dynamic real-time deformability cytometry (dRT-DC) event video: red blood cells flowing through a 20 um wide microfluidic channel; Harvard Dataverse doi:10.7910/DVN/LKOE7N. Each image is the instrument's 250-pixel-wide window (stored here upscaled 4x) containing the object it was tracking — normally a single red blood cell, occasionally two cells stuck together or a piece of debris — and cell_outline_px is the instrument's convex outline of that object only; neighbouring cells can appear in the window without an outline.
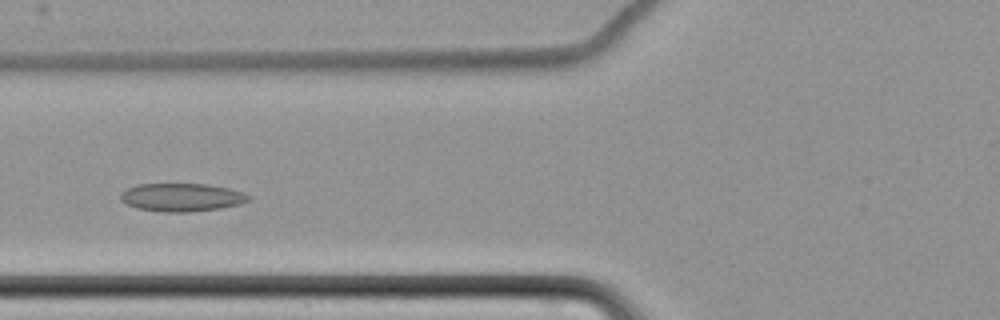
{"species": "common noctule bat (a hibernating species)", "species_latin": "Nyctalus noctula", "temperature_condition": "cold", "stored_images_in_passage": 56, "camera_frame_rate_fps": 3000, "um_per_image_px": 0.085, "animal": {"sex": "female", "body_mass_g": 22.7, "forearm_length_mm": 54.2}, "frame": {"image": 1, "passage_image": 20, "time_ms": 6.333, "image_size_px": [1000, 320], "cell_outline_px": [[252, 200], [240, 204], [220, 208], [188, 212], [164, 212], [136, 208], [120, 200], [120, 192], [136, 184], [204, 184], [228, 188], [252, 196]], "centroid_in_image_um": [15.44, 16.77], "position_along_channel_um": 110.4, "area_um2": 20.98}}
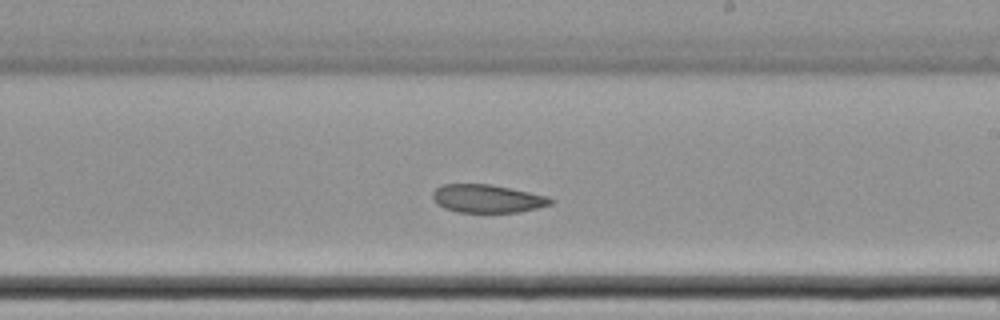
{"frame": {"image": 2, "passage_image": 32, "time_ms": 10.333, "image_size_px": [1000, 320], "cell_outline_px": [[556, 200], [552, 204], [536, 208], [516, 212], [456, 212], [444, 208], [436, 204], [432, 196], [432, 192], [440, 184], [492, 184], [548, 196]], "centroid_in_image_um": [41.4, 16.87], "position_along_channel_um": 247.6, "area_um2": 19.48}}
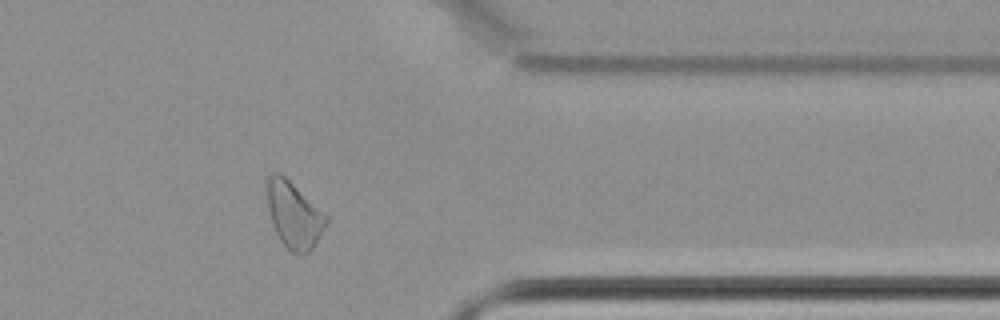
{"frame": {"image": 3, "passage_image": 45, "time_ms": 14.667, "image_size_px": [1000, 320], "cell_outline_px": [[328, 220], [324, 228], [312, 248], [308, 252], [292, 252], [280, 240], [272, 224], [268, 208], [268, 176], [276, 172], [280, 172], [328, 216]], "centroid_in_image_um": [24.98, 18.25], "position_along_channel_um": 386.4, "area_um2": 22.14}, "authors_computed_cell_mechanics": {"area_um2": 22.542, "velocity_mm_per_s": 3.4355, "shape_relaxation_time_tau1_ms": null, "shape_relaxation_time_tau2_ms": 10.2014, "deformation_change_tau1": null, "deformation_change_tau2": 0.1444}}